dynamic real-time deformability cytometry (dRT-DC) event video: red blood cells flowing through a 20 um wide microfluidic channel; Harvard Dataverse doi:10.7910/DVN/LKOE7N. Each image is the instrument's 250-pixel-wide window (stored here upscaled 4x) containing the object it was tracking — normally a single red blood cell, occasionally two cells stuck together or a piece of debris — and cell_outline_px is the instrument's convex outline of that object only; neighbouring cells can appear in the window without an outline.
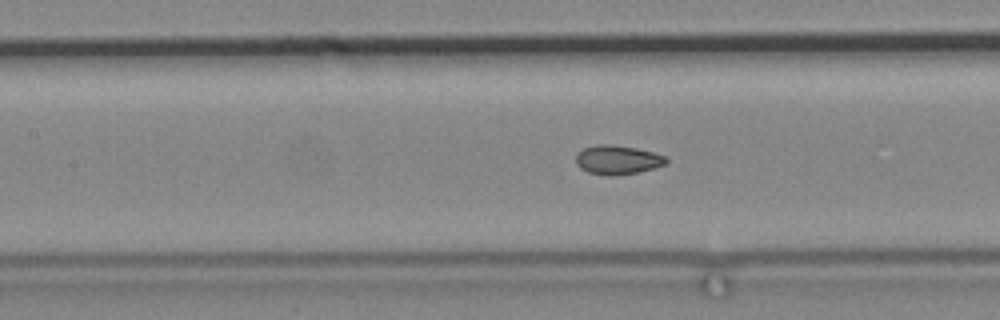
{"species": "common noctule bat (a hibernating species)", "species_latin": "Nyctalus noctula", "temperature_condition": "cold", "stored_images_in_passage": 57, "segment_of_instrument_passage": [2, 2], "camera_frame_rate_fps": 3000, "um_per_image_px": 0.085, "animal": {"sex": "male", "body_mass_g": 19.2, "forearm_length_mm": 51.8}, "frame": {"image": 1, "passage_image": 22, "time_ms": 7.0, "image_size_px": [1000, 320], "cell_outline_px": [[668, 160], [664, 164], [652, 168], [636, 172], [612, 176], [608, 176], [588, 172], [580, 168], [576, 164], [576, 152], [584, 148], [596, 144], [608, 144], [636, 148], [668, 156]], "centroid_in_image_um": [52.45, 13.58], "position_along_channel_um": 154.9, "area_um2": 15.26}}
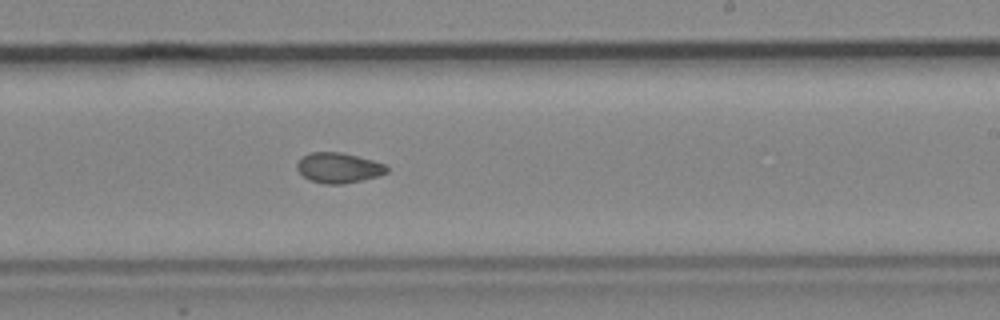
{"frame": {"image": 2, "passage_image": 32, "time_ms": 10.333, "image_size_px": [1000, 320], "cell_outline_px": [[388, 172], [376, 176], [344, 184], [324, 184], [308, 180], [296, 168], [296, 164], [300, 156], [308, 152], [340, 152], [372, 160], [384, 164], [388, 168]], "centroid_in_image_um": [28.71, 14.26], "position_along_channel_um": 260.3, "area_um2": 15.84}}
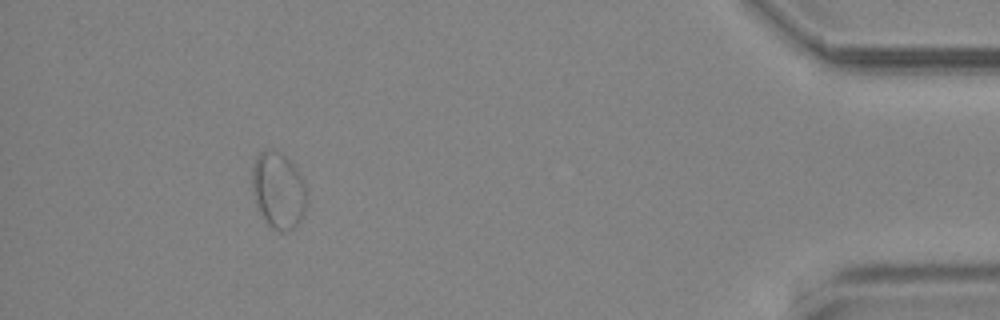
{"frame": {"image": 3, "passage_image": 52, "time_ms": 17.0, "image_size_px": [1000, 320], "cell_outline_px": [[304, 208], [300, 220], [292, 228], [284, 232], [268, 224], [264, 220], [256, 204], [252, 192], [252, 164], [256, 156], [264, 148], [272, 148], [280, 152], [296, 168], [304, 184]], "centroid_in_image_um": [23.59, 16.12], "position_along_channel_um": 411.6, "area_um2": 23.87}}